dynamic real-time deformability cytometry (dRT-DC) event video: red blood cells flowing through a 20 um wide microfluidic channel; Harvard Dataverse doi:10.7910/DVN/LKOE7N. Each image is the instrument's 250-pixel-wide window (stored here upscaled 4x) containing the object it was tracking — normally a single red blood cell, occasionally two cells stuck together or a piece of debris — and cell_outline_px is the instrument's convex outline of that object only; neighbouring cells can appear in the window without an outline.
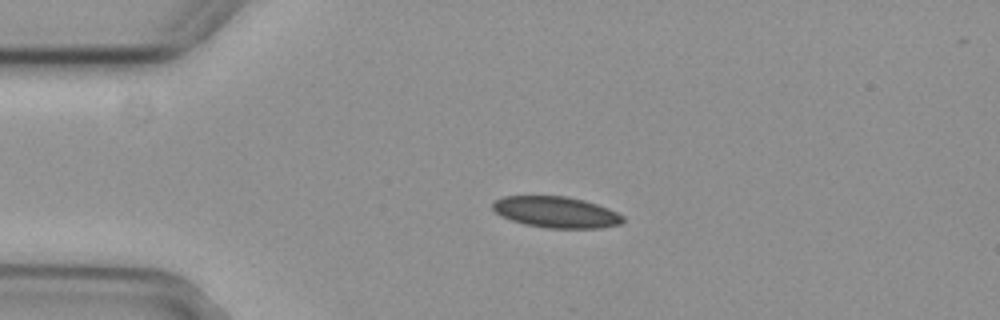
{"species": "common noctule bat (a hibernating species)", "species_latin": "Nyctalus noctula", "temperature_condition": "cold", "stored_images_in_passage": 3, "camera_frame_rate_fps": 3000, "um_per_image_px": 0.085, "animal": {"sex": "female", "body_mass_g": 29.2, "forearm_length_mm": 56.3}, "frame": {"image": 1, "passage_image": 2, "time_ms": 0.333, "image_size_px": [1000, 320], "cell_outline_px": [[624, 220], [620, 224], [600, 228], [548, 228], [524, 224], [500, 216], [492, 208], [492, 200], [504, 196], [568, 196], [584, 200], [608, 208], [624, 216]], "centroid_in_image_um": [47.24, 18.03], "position_along_channel_um": 37.8, "area_um2": 23.76}}